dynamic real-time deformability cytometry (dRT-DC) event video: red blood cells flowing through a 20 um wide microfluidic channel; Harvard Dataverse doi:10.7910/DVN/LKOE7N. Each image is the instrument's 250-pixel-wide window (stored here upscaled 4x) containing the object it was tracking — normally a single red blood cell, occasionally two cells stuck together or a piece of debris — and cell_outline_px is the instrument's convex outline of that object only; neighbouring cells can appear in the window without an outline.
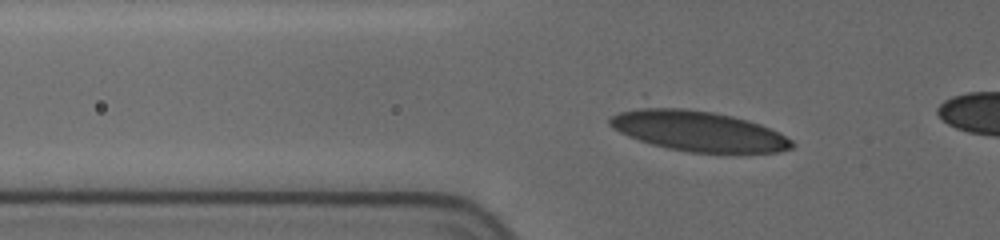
{"species": "human", "species_latin": "Homo sapiens", "temperature_condition": "cold", "stored_images_in_passage": 19, "camera_frame_rate_fps": 3000, "um_per_image_px": 0.085, "donor": {"sex": "female"}, "frame": {"image": 1, "passage_image": 16, "time_ms": 5.0, "image_size_px": [1000, 240], "cell_outline_px": [[796, 144], [792, 148], [780, 152], [688, 152], [668, 148], [652, 144], [628, 136], [612, 128], [608, 124], [608, 120], [612, 116], [620, 112], [648, 104], [652, 104], [684, 108], [712, 112], [732, 116], [748, 120], [760, 124], [792, 140]], "centroid_in_image_um": [59.27, 11.1], "position_along_channel_um": 66.5, "area_um2": 43.06}}